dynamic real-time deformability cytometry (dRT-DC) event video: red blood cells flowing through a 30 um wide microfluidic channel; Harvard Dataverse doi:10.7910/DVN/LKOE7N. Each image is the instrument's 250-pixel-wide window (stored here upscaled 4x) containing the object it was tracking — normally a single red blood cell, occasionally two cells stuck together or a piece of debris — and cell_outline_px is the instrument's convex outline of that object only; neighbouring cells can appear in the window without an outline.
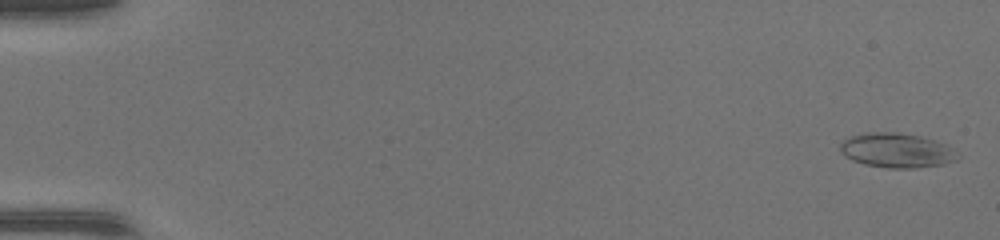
{"species": "common noctule bat (a hibernating species)", "species_latin": "Nyctalus noctula", "temperature_condition": "warm", "stored_images_in_passage": 48, "camera_frame_rate_fps": 3000, "um_per_image_px": 0.085, "animal": {"sex": "female", "body_mass_g": 17.0, "forearm_length_mm": 48.0}, "frame": {"image": 1, "passage_image": 2, "time_ms": 0.333, "image_size_px": [1000, 240], "cell_outline_px": [[960, 156], [956, 160], [944, 164], [916, 168], [888, 168], [864, 164], [852, 160], [844, 156], [840, 152], [840, 144], [844, 140], [852, 136], [868, 132], [896, 132], [920, 136], [944, 144], [952, 148]], "centroid_in_image_um": [76.2, 12.79], "position_along_channel_um": 8.8, "area_um2": 23.58}}
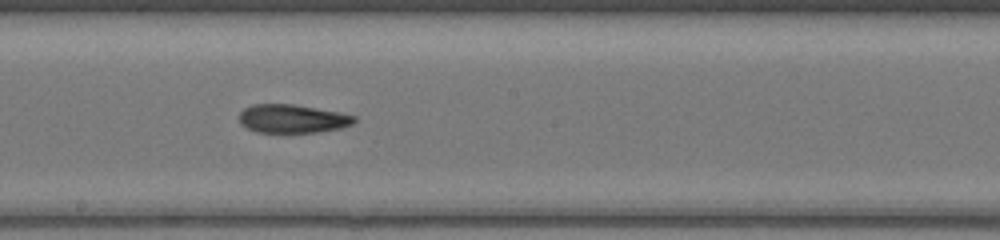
{"frame": {"image": 2, "passage_image": 28, "time_ms": 9.0, "image_size_px": [1000, 240], "cell_outline_px": [[356, 120], [352, 124], [340, 128], [316, 132], [256, 132], [240, 124], [240, 112], [244, 108], [252, 104], [292, 104], [340, 112], [356, 116]], "centroid_in_image_um": [24.85, 10.08], "position_along_channel_um": 223.4, "area_um2": 19.02}}
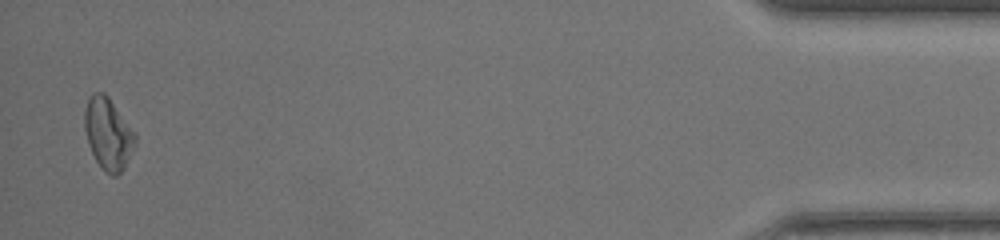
{"frame": {"image": 3, "passage_image": 47, "time_ms": 15.333, "image_size_px": [1000, 240], "cell_outline_px": [[136, 144], [124, 168], [116, 176], [112, 176], [104, 172], [96, 160], [88, 144], [84, 128], [84, 108], [92, 92], [104, 92], [108, 96], [136, 136]], "centroid_in_image_um": [9.17, 11.38], "position_along_channel_um": 426.0, "area_um2": 20.98}}